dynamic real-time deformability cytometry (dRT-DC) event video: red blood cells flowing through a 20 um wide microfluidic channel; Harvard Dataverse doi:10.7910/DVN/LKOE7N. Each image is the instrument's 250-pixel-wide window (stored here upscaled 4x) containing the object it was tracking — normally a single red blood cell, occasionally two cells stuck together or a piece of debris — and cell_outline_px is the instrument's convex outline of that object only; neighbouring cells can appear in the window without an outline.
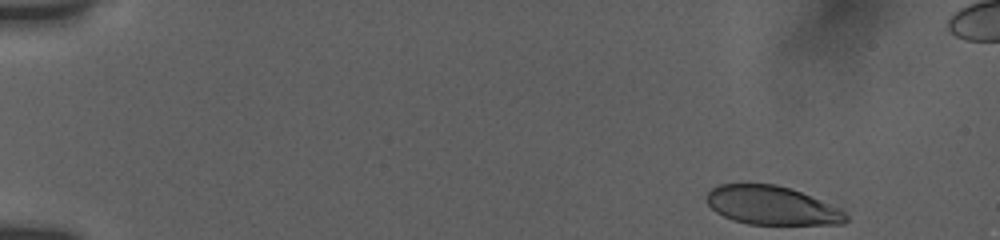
{"species": "human", "species_latin": "Homo sapiens", "temperature_condition": "room temperature", "stored_images_in_passage": 49, "camera_frame_rate_fps": 3000, "um_per_image_px": 0.085, "donor": {"sex": "female"}, "frame": {"image": 1, "passage_image": 1, "time_ms": 0.0, "image_size_px": [1000, 240], "cell_outline_px": [[848, 220], [844, 224], [748, 224], [732, 220], [716, 212], [708, 204], [708, 192], [716, 184], [776, 184], [800, 192], [844, 208], [848, 216]], "centroid_in_image_um": [65.66, 17.47], "position_along_channel_um": 19.3, "area_um2": 31.5}}
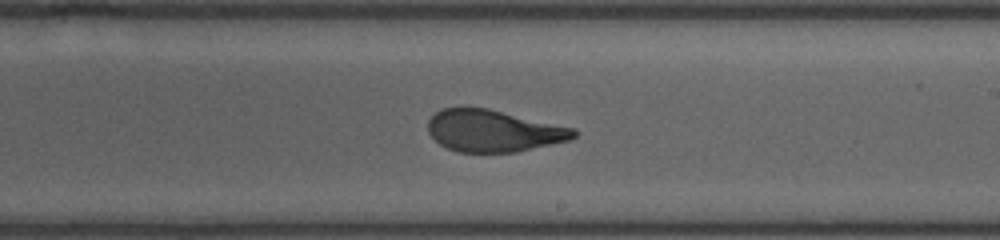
{"frame": {"image": 2, "passage_image": 29, "time_ms": 9.333, "image_size_px": [1000, 240], "cell_outline_px": [[576, 136], [568, 140], [516, 152], [456, 152], [440, 144], [428, 132], [428, 120], [436, 112], [444, 108], [488, 108], [576, 128]], "centroid_in_image_um": [41.95, 11.12], "position_along_channel_um": 247.1, "area_um2": 35.37}}
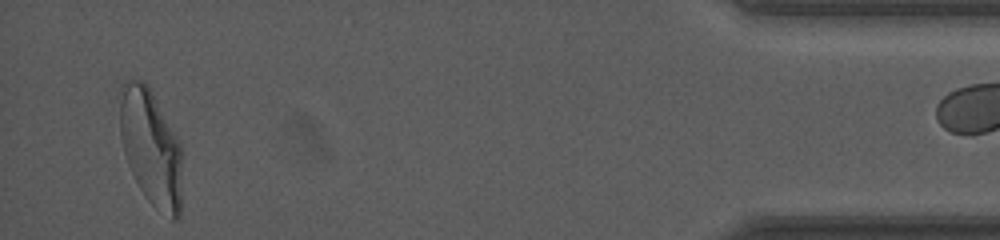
{"frame": {"image": 3, "passage_image": 48, "time_ms": 15.667, "image_size_px": [1000, 240], "cell_outline_px": [[180, 216], [176, 220], [172, 220], [156, 208], [144, 196], [128, 164], [124, 152], [120, 136], [120, 84], [124, 80], [144, 80], [148, 84], [180, 144]], "centroid_in_image_um": [12.79, 12.5], "position_along_channel_um": 422.4, "area_um2": 41.79}}